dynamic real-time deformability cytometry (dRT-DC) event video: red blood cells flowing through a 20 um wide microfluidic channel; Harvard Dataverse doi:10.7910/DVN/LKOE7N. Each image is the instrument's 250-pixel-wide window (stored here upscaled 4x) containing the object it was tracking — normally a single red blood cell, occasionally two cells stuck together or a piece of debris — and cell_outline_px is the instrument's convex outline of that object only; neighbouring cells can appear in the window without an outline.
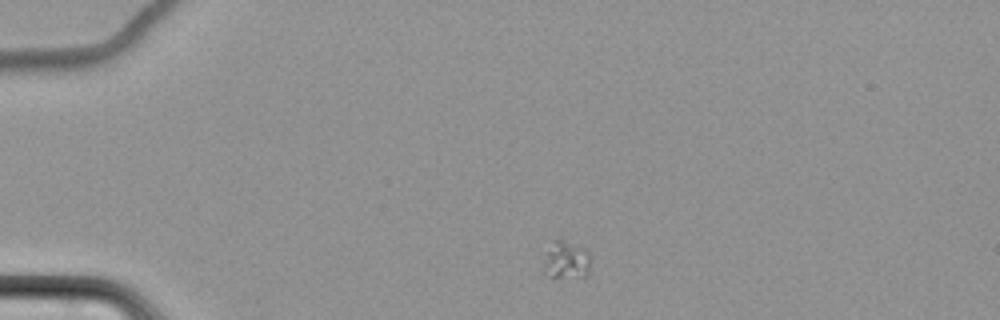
{"species": "common noctule bat (a hibernating species)", "species_latin": "Nyctalus noctula", "temperature_condition": "cold", "stored_images_in_passage": 3, "camera_frame_rate_fps": 3000, "um_per_image_px": 0.085, "animal": {"sex": "female", "body_mass_g": 22.7, "forearm_length_mm": 54.2}, "frame": {"image": 1, "passage_image": 1, "time_ms": 0.0, "image_size_px": [1000, 320], "cell_outline_px": [[588, 276], [552, 280], [544, 272], [544, 264], [552, 240], [560, 240], [584, 248], [588, 252]], "centroid_in_image_um": [48.11, 22.19], "position_along_channel_um": 36.9, "area_um2": 10.29}}
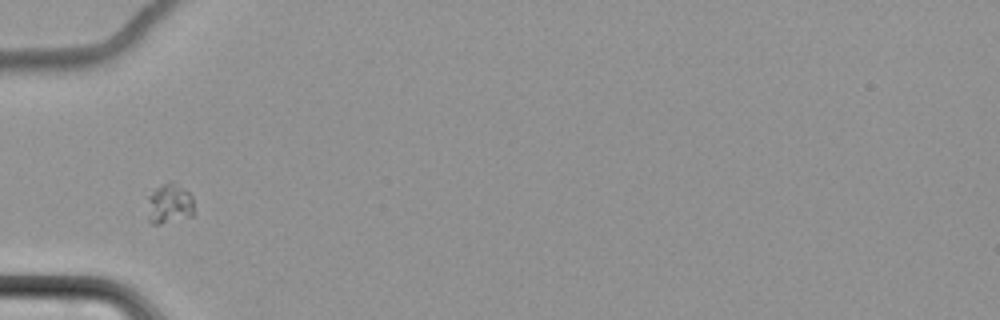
{"frame": {"image": 2, "passage_image": 3, "time_ms": 2.667, "image_size_px": [1000, 320], "cell_outline_px": [[192, 216], [160, 224], [152, 224], [148, 220], [148, 196], [156, 188], [172, 180], [188, 192], [192, 196]], "centroid_in_image_um": [14.38, 17.32], "position_along_channel_um": 70.6, "area_um2": 10.75}}